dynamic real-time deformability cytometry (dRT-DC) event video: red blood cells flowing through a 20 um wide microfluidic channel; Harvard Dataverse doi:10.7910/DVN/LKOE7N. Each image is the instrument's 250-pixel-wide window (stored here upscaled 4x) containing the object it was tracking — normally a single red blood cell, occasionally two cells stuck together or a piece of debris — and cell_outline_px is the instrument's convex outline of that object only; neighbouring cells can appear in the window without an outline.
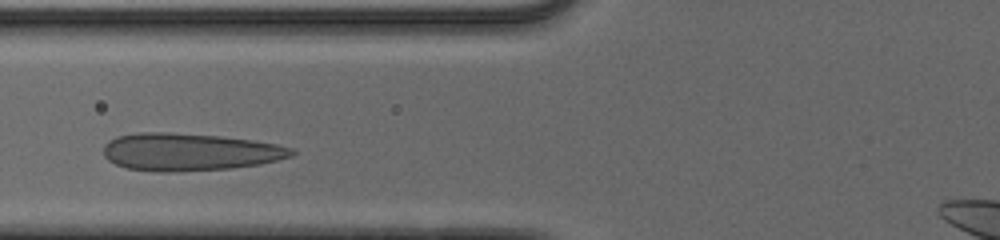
{"species": "human", "species_latin": "Homo sapiens", "temperature_condition": "cold", "stored_images_in_passage": 30, "camera_frame_rate_fps": 3000, "um_per_image_px": 0.085, "donor": {"sex": "male"}, "frame": {"image": 1, "passage_image": 6, "time_ms": 1.667, "image_size_px": [1000, 240], "cell_outline_px": [[296, 152], [292, 156], [260, 164], [232, 168], [176, 172], [160, 172], [128, 168], [116, 164], [108, 160], [104, 156], [104, 144], [108, 140], [116, 136], [136, 132], [172, 132], [220, 136], [252, 140], [276, 144], [292, 148]], "centroid_in_image_um": [16.08, 12.91], "position_along_channel_um": 109.7, "area_um2": 41.33}}
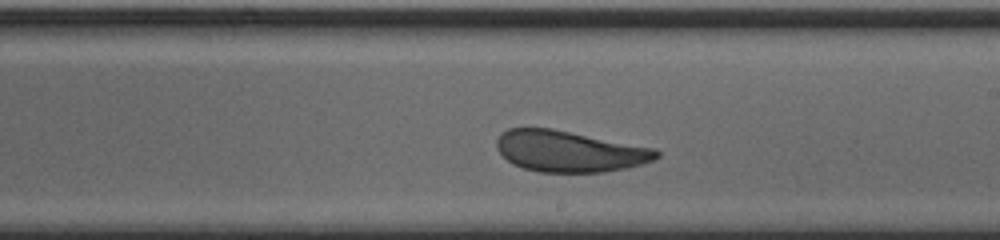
{"frame": {"image": 2, "passage_image": 16, "time_ms": 5.0, "image_size_px": [1000, 240], "cell_outline_px": [[660, 156], [652, 160], [628, 168], [604, 172], [540, 172], [524, 168], [512, 164], [496, 148], [496, 140], [500, 132], [508, 128], [552, 128], [656, 148], [660, 152]], "centroid_in_image_um": [48.39, 12.85], "position_along_channel_um": 240.6, "area_um2": 38.49}}
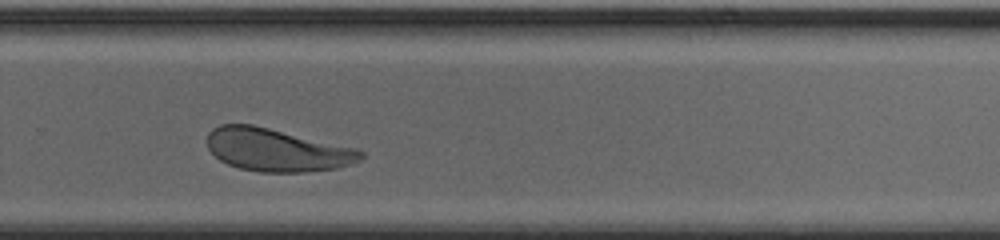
{"frame": {"image": 3, "passage_image": 21, "time_ms": 6.667, "image_size_px": [1000, 240], "cell_outline_px": [[364, 156], [360, 160], [352, 164], [336, 168], [304, 172], [260, 172], [240, 168], [228, 164], [220, 160], [208, 148], [208, 132], [212, 128], [220, 124], [252, 124], [356, 148], [364, 152]], "centroid_in_image_um": [23.53, 12.74], "position_along_channel_um": 306.3, "area_um2": 38.21}, "authors_computed_cell_mechanics": {"area_um2": 39.3907, "velocity_mm_per_s": 3.9444, "shape_relaxation_time_tau1_ms": 4.0104, "shape_relaxation_time_tau2_ms": 0.6204, "deformation_change_tau1": 0.1344, "deformation_change_tau2": 0.0726}}